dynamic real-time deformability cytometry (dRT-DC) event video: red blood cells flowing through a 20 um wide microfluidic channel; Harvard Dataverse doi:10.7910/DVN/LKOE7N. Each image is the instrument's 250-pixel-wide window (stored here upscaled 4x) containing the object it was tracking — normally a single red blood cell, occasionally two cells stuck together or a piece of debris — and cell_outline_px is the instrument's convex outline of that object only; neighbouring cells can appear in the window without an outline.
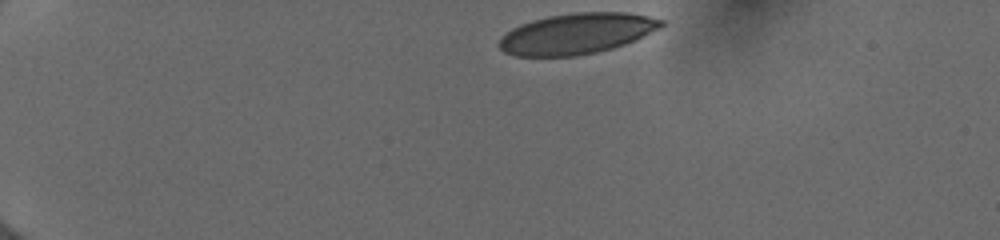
{"species": "human", "species_latin": "Homo sapiens", "temperature_condition": "cold", "stored_images_in_passage": 37, "camera_frame_rate_fps": 3000, "um_per_image_px": 0.085, "donor": {"sex": "female"}, "frame": {"image": 1, "passage_image": 1, "time_ms": 0.0, "image_size_px": [1000, 240], "cell_outline_px": [[664, 24], [660, 28], [636, 40], [612, 48], [596, 52], [576, 56], [516, 56], [504, 52], [496, 44], [500, 36], [512, 28], [520, 24], [532, 20], [548, 16], [576, 12], [628, 12], [648, 16], [664, 20]], "centroid_in_image_um": [49.0, 2.85], "position_along_channel_um": 36.0, "area_um2": 38.73}}
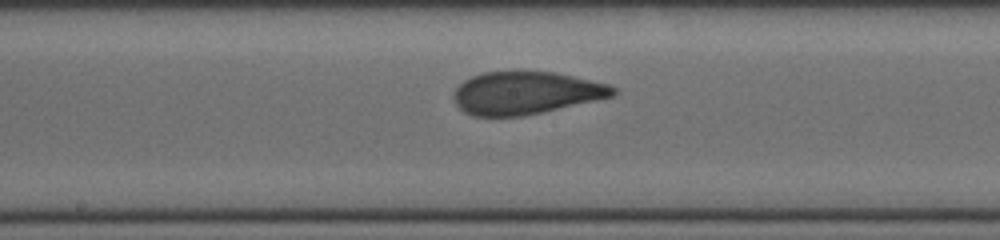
{"frame": {"image": 2, "passage_image": 20, "time_ms": 6.333, "image_size_px": [1000, 240], "cell_outline_px": [[620, 92], [612, 96], [596, 100], [540, 112], [520, 116], [472, 116], [464, 112], [452, 100], [452, 92], [464, 80], [472, 76], [484, 72], [516, 68], [556, 72], [608, 84], [616, 88]], "centroid_in_image_um": [44.65, 7.85], "position_along_channel_um": 203.6, "area_um2": 40.46}}
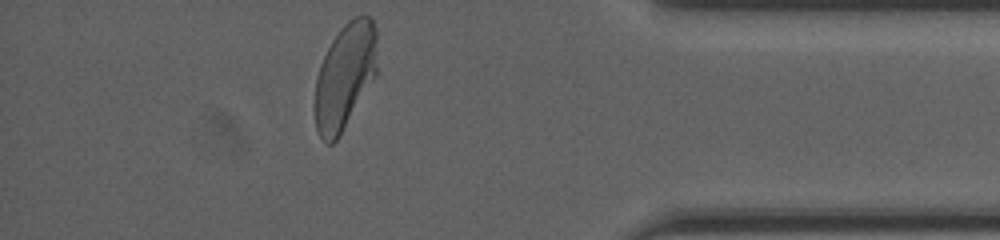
{"frame": {"image": 3, "passage_image": 37, "time_ms": 12.0, "image_size_px": [1000, 240], "cell_outline_px": [[376, 76], [336, 140], [332, 144], [324, 144], [316, 128], [316, 76], [320, 64], [332, 40], [340, 28], [348, 20], [356, 16], [372, 16], [376, 28]], "centroid_in_image_um": [29.33, 6.45], "position_along_channel_um": 405.9, "area_um2": 38.09}, "authors_computed_cell_mechanics": {"area_um2": 39.7086, "velocity_mm_per_s": 3.9844, "shape_relaxation_time_tau1_ms": 6.9819, "shape_relaxation_time_tau2_ms": null, "deformation_change_tau1": 0.2118, "deformation_change_tau2": null}}